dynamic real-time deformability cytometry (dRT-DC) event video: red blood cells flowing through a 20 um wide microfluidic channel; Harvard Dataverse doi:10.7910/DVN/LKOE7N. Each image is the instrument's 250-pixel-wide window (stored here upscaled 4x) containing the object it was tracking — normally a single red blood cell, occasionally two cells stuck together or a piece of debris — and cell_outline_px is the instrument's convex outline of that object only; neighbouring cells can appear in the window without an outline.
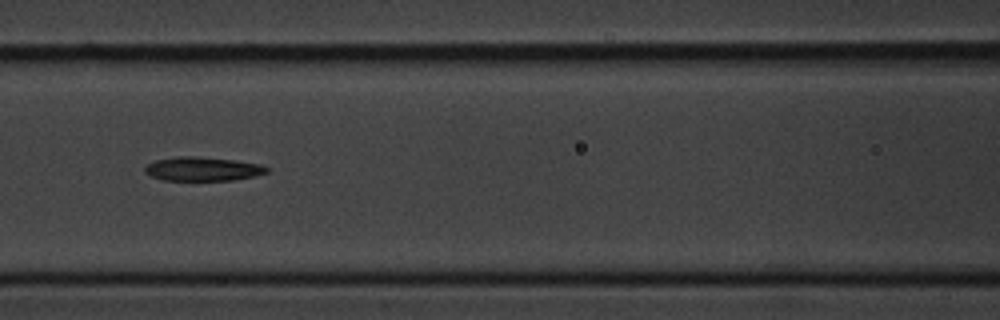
{"species": "common noctule bat (a hibernating species)", "species_latin": "Nyctalus noctula", "temperature_condition": "cold", "stored_images_in_passage": 9, "camera_frame_rate_fps": 3000, "um_per_image_px": 0.085, "animal": {"sex": "male", "body_mass_g": 20.1, "forearm_length_mm": 53.5}, "frame": {"image": 1, "passage_image": 6, "time_ms": 6.0, "image_size_px": [1000, 320], "cell_outline_px": [[268, 172], [256, 176], [232, 180], [164, 180], [152, 176], [144, 172], [144, 168], [148, 164], [156, 160], [176, 156], [196, 156], [236, 160], [260, 164], [268, 168]], "centroid_in_image_um": [17.24, 14.35], "position_along_channel_um": 149.4, "area_um2": 16.99}}
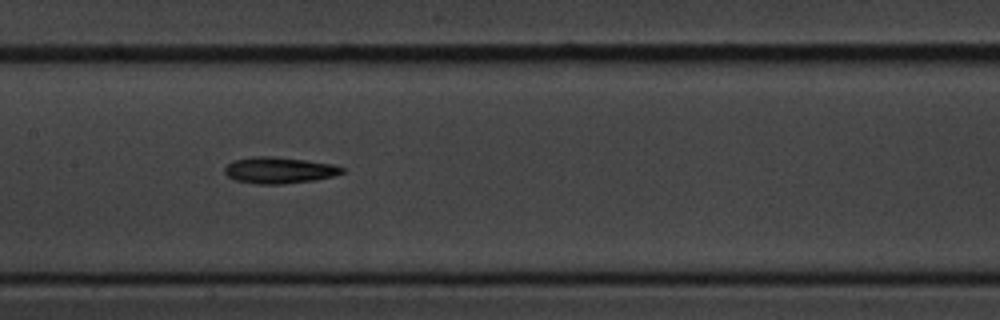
{"frame": {"image": 2, "passage_image": 7, "time_ms": 7.0, "image_size_px": [1000, 320], "cell_outline_px": [[344, 172], [332, 176], [312, 180], [284, 184], [256, 184], [236, 180], [228, 176], [224, 172], [224, 168], [232, 160], [252, 156], [272, 156], [304, 160], [332, 164], [344, 168]], "centroid_in_image_um": [23.68, 14.46], "position_along_channel_um": 183.7, "area_um2": 17.92}}
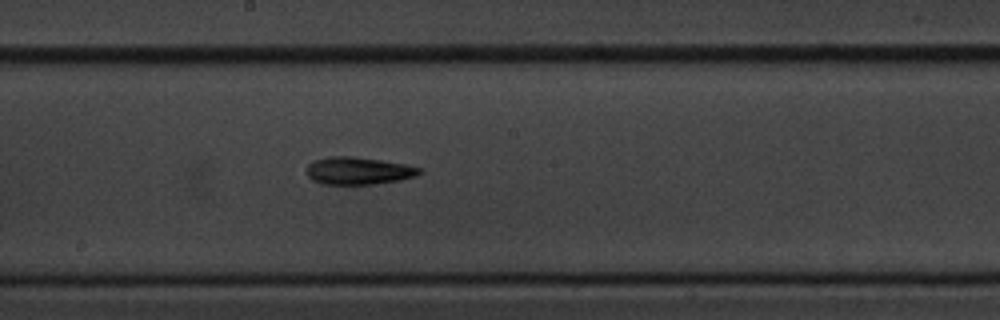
{"frame": {"image": 3, "passage_image": 8, "time_ms": 8.0, "image_size_px": [1000, 320], "cell_outline_px": [[424, 172], [416, 176], [400, 180], [372, 184], [324, 184], [312, 180], [308, 176], [308, 164], [312, 160], [328, 156], [352, 156], [380, 160], [404, 164], [420, 168]], "centroid_in_image_um": [30.46, 14.51], "position_along_channel_um": 217.7, "area_um2": 18.03}}